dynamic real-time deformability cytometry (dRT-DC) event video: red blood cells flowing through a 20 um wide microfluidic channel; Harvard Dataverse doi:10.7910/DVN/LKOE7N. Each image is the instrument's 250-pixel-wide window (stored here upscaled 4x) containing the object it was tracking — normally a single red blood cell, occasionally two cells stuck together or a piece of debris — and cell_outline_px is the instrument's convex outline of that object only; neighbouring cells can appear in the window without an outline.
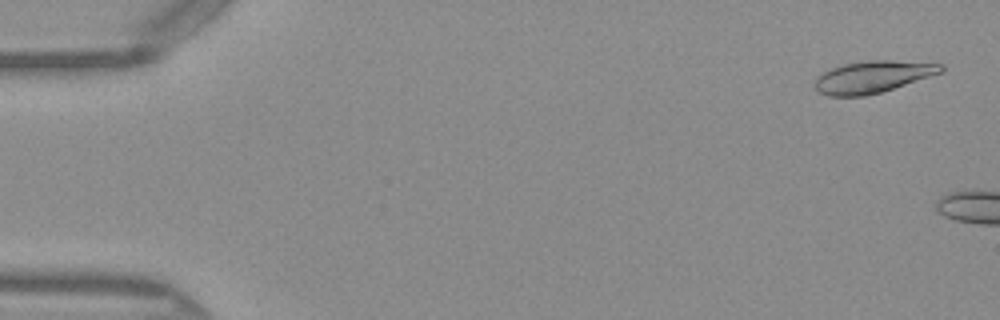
{"species": "Egyptian fruit bat (a non-hibernating species)", "species_latin": "Rousettus aegyptiacus", "temperature_condition": "warm", "stored_images_in_passage": 5, "camera_frame_rate_fps": 3000, "um_per_image_px": 0.085, "frame": {"image": 1, "passage_image": 2, "time_ms": 0.333, "image_size_px": [1000, 320], "cell_outline_px": [[944, 72], [868, 96], [828, 96], [816, 92], [816, 76], [828, 68], [844, 64], [868, 60], [892, 60], [944, 64]], "centroid_in_image_um": [74.16, 6.53], "position_along_channel_um": 10.8, "area_um2": 23.7}}